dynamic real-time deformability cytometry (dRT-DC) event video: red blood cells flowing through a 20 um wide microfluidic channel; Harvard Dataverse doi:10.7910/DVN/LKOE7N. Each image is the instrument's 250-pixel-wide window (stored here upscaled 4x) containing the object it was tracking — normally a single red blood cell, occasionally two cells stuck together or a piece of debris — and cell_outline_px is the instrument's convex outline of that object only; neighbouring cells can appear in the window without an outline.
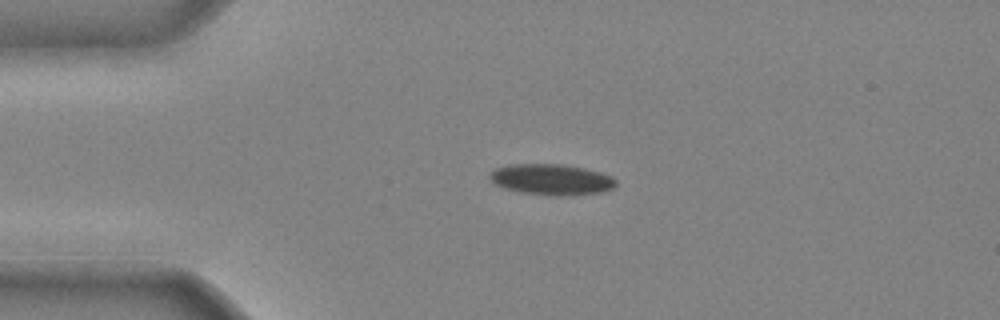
{"species": "common noctule bat (a hibernating species)", "species_latin": "Nyctalus noctula", "temperature_condition": "cold", "stored_images_in_passage": 34, "camera_frame_rate_fps": 3000, "um_per_image_px": 0.085, "animal": {"sex": "male", "body_mass_g": 20.4}, "frame": {"image": 1, "passage_image": 1, "time_ms": 0.0, "image_size_px": [1000, 320], "cell_outline_px": [[616, 184], [612, 188], [600, 192], [560, 196], [556, 196], [520, 192], [504, 188], [496, 184], [488, 176], [496, 168], [508, 164], [560, 164], [584, 168], [600, 172], [612, 176], [616, 180]], "centroid_in_image_um": [46.87, 15.25], "position_along_channel_um": 38.1, "area_um2": 22.54}}
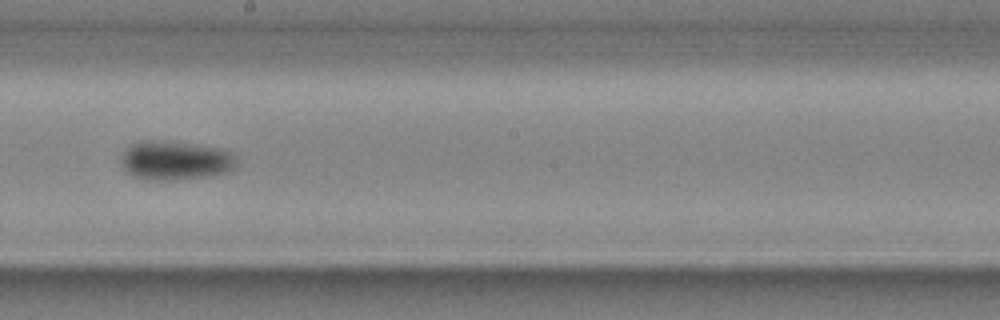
{"frame": {"image": 2, "passage_image": 16, "time_ms": 5.0, "image_size_px": [1000, 320], "cell_outline_px": [[236, 160], [232, 168], [228, 172], [212, 176], [180, 180], [140, 180], [132, 176], [120, 164], [120, 160], [124, 148], [136, 140], [148, 140], [196, 144], [224, 148], [232, 152]], "centroid_in_image_um": [14.85, 13.64], "position_along_channel_um": 233.3, "area_um2": 26.93}}
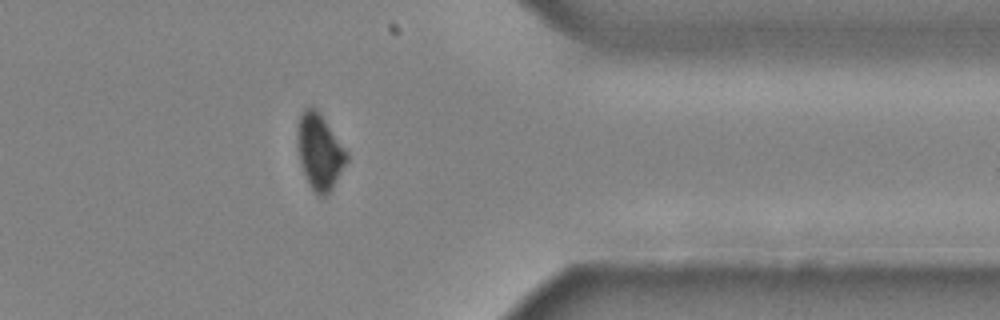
{"frame": {"image": 3, "passage_image": 27, "time_ms": 8.667, "image_size_px": [1000, 320], "cell_outline_px": [[348, 160], [328, 196], [316, 196], [308, 184], [300, 164], [296, 148], [296, 124], [304, 108], [312, 104], [320, 112], [348, 152]], "centroid_in_image_um": [27.13, 12.88], "position_along_channel_um": 384.3, "area_um2": 22.48}}